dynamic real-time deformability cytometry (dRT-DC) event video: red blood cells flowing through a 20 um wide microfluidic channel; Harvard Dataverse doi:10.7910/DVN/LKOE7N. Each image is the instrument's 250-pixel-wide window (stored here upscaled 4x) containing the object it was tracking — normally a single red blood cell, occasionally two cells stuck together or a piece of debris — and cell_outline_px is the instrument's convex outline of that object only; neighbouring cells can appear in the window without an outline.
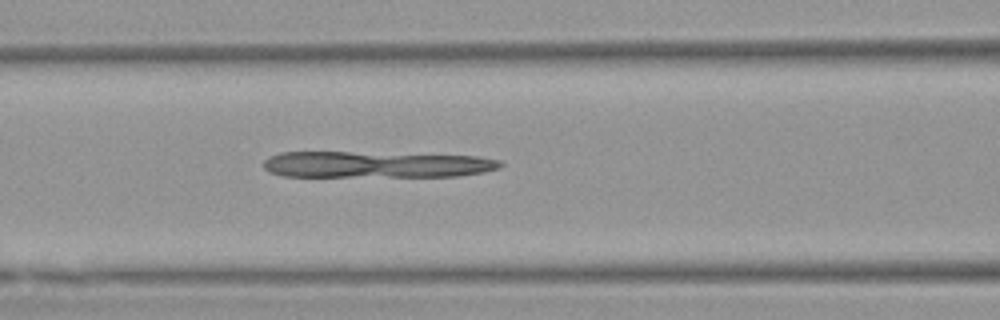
{"species": "Egyptian fruit bat (a non-hibernating species)", "species_latin": "Rousettus aegyptiacus", "temperature_condition": "warm", "stored_images_in_passage": 49, "camera_frame_rate_fps": 3000, "um_per_image_px": 0.085, "animal": {"sex": "female"}, "frame": {"image": 1, "passage_image": 19, "time_ms": 6.0, "image_size_px": [1000, 320], "cell_outline_px": [[504, 164], [500, 168], [484, 172], [456, 176], [284, 176], [268, 172], [264, 168], [264, 160], [268, 156], [280, 152], [352, 152], [476, 156], [500, 160]], "centroid_in_image_um": [31.95, 13.98], "position_along_channel_um": 134.6, "area_um2": 36.36}}
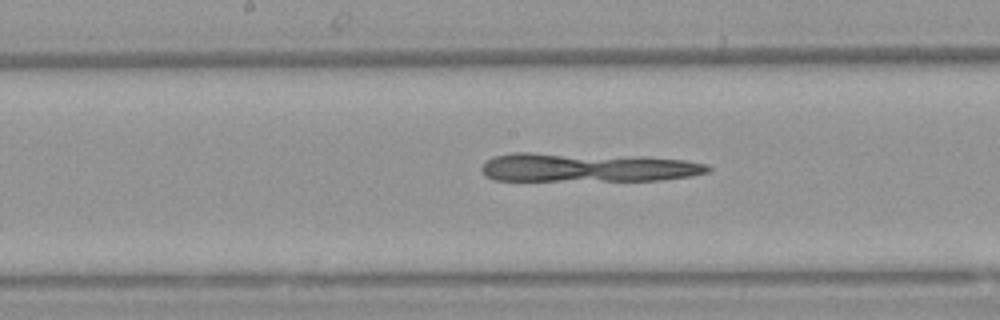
{"frame": {"image": 2, "passage_image": 24, "time_ms": 7.667, "image_size_px": [1000, 320], "cell_outline_px": [[712, 168], [708, 172], [692, 176], [660, 180], [492, 180], [484, 176], [480, 168], [492, 156], [512, 152], [532, 152], [644, 156], [684, 160], [708, 164]], "centroid_in_image_um": [49.91, 14.22], "position_along_channel_um": 198.3, "area_um2": 38.49}}
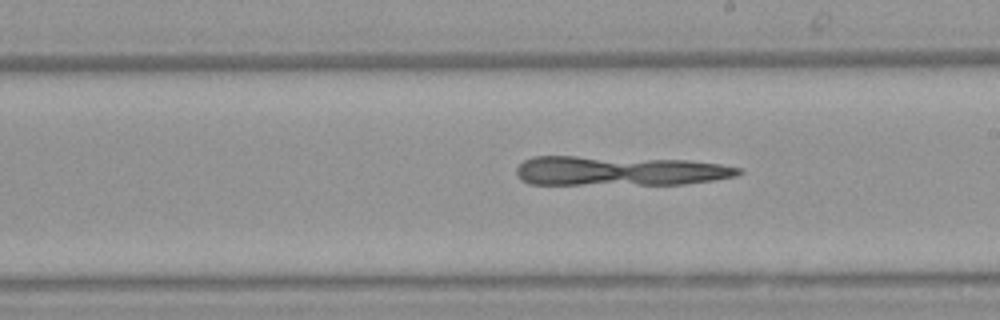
{"frame": {"image": 3, "passage_image": 27, "time_ms": 8.667, "image_size_px": [1000, 320], "cell_outline_px": [[744, 172], [736, 176], [712, 180], [684, 184], [528, 184], [520, 180], [516, 176], [516, 168], [524, 160], [532, 156], [576, 156], [688, 160], [720, 164], [744, 168]], "centroid_in_image_um": [52.64, 14.52], "position_along_channel_um": 236.4, "area_um2": 38.49}}